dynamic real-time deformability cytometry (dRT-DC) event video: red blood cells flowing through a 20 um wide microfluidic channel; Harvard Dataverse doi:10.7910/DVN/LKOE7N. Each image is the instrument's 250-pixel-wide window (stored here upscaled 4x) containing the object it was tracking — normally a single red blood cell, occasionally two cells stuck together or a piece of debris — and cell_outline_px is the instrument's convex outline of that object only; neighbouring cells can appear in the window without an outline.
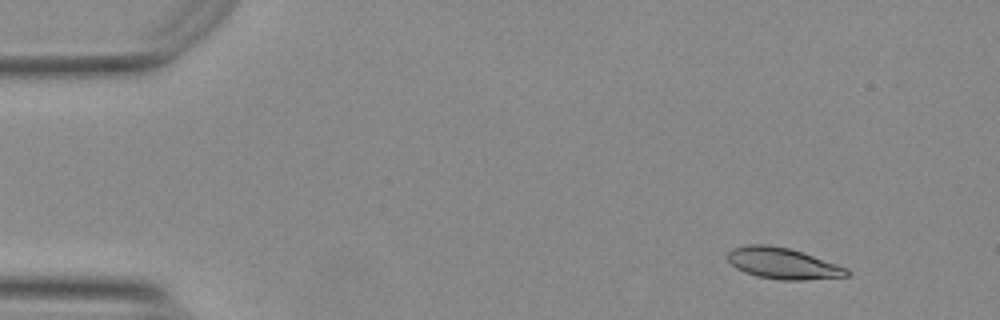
{"species": "Egyptian fruit bat (a non-hibernating species)", "species_latin": "Rousettus aegyptiacus", "temperature_condition": "warm", "stored_images_in_passage": 12, "segment_of_instrument_passage": [1, 2], "camera_frame_rate_fps": 3000, "um_per_image_px": 0.085, "animal": {"sex": "female"}, "frame": {"image": 1, "passage_image": 1, "time_ms": 0.0, "image_size_px": [1000, 320], "cell_outline_px": [[852, 272], [848, 276], [804, 280], [780, 280], [756, 276], [744, 272], [736, 268], [728, 260], [728, 252], [732, 248], [748, 244], [768, 244], [788, 248], [848, 268]], "centroid_in_image_um": [66.53, 22.39], "position_along_channel_um": 18.5, "area_um2": 21.56}}